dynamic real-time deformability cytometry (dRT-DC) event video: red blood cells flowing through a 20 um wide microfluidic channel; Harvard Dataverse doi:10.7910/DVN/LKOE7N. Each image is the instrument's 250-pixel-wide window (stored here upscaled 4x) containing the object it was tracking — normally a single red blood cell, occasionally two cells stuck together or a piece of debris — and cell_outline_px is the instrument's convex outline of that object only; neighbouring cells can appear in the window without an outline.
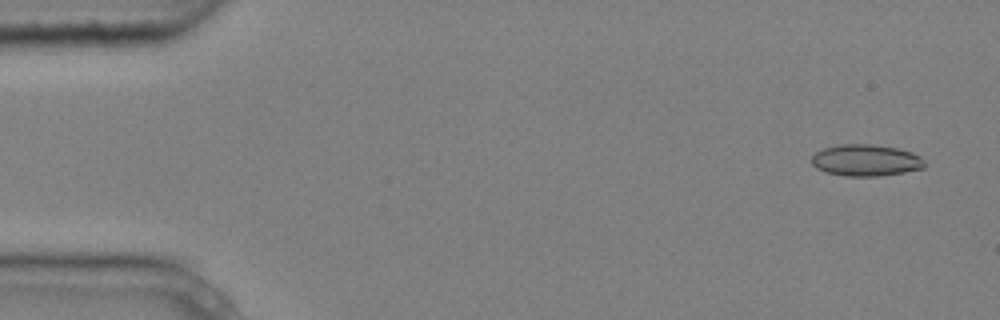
{"species": "common noctule bat (a hibernating species)", "species_latin": "Nyctalus noctula", "temperature_condition": "cold", "stored_images_in_passage": 4, "camera_frame_rate_fps": 3000, "um_per_image_px": 0.085, "animal": {"sex": "male", "body_mass_g": 20.4}, "frame": {"image": 1, "passage_image": 1, "time_ms": 0.0, "image_size_px": [1000, 320], "cell_outline_px": [[924, 168], [904, 172], [880, 176], [844, 176], [824, 172], [816, 168], [812, 164], [812, 156], [816, 152], [824, 148], [840, 144], [872, 144], [896, 148], [912, 152], [920, 156], [924, 160]], "centroid_in_image_um": [73.58, 13.63], "position_along_channel_um": 11.4, "area_um2": 20.87}}
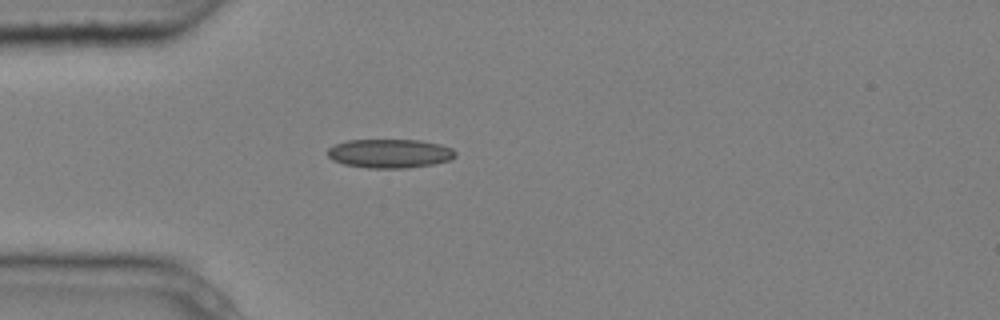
{"frame": {"image": 2, "passage_image": 4, "time_ms": 1.0, "image_size_px": [1000, 320], "cell_outline_px": [[456, 156], [448, 160], [432, 164], [408, 168], [368, 168], [344, 164], [332, 160], [328, 156], [328, 148], [336, 144], [348, 140], [420, 140], [440, 144], [452, 148], [456, 152]], "centroid_in_image_um": [33.13, 13.04], "position_along_channel_um": 51.9, "area_um2": 21.5}}